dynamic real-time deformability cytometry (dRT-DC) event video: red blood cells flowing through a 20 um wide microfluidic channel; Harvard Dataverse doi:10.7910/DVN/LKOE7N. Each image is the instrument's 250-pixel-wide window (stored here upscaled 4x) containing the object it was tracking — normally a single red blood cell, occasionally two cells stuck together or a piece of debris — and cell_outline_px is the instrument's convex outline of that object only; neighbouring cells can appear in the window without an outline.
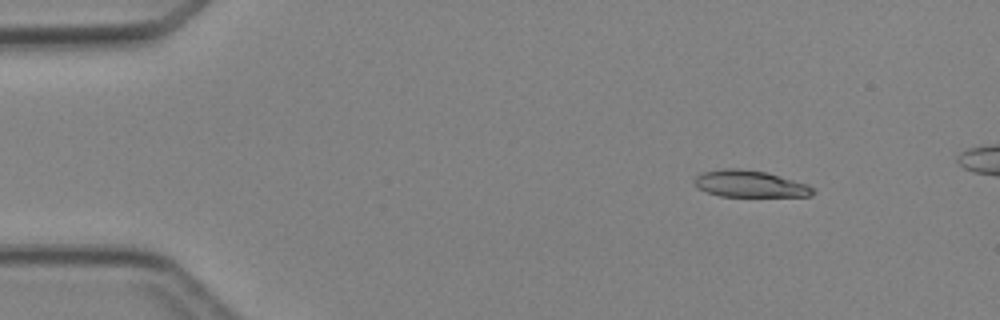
{"species": "Egyptian fruit bat (a non-hibernating species)", "species_latin": "Rousettus aegyptiacus", "temperature_condition": "cold", "stored_images_in_passage": 5, "camera_frame_rate_fps": 3000, "um_per_image_px": 0.085, "animal": {"sex": "female"}, "frame": {"image": 1, "passage_image": 2, "time_ms": 1.333, "image_size_px": [1000, 320], "cell_outline_px": [[816, 192], [812, 196], [720, 196], [696, 188], [692, 180], [700, 172], [720, 168], [740, 168], [764, 172], [808, 184], [816, 188]], "centroid_in_image_um": [63.71, 15.62], "position_along_channel_um": 21.3, "area_um2": 18.67}}